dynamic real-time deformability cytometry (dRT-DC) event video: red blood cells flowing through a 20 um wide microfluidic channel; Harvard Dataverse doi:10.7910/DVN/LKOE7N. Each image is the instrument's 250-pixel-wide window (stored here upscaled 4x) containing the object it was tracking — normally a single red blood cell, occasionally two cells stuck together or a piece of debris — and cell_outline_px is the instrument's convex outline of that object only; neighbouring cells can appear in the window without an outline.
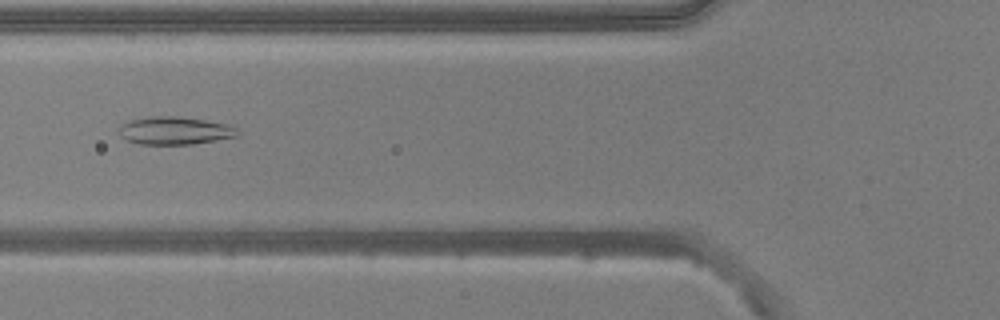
{"species": "common noctule bat (a hibernating species)", "species_latin": "Nyctalus noctula", "temperature_condition": "warm", "stored_images_in_passage": 49, "camera_frame_rate_fps": 3000, "um_per_image_px": 0.085, "animal": {"sex": "male", "body_mass_g": 20.5, "forearm_length_mm": 52.5}, "frame": {"image": 1, "passage_image": 16, "time_ms": 5.0, "image_size_px": [1000, 320], "cell_outline_px": [[240, 136], [192, 144], [140, 144], [128, 140], [120, 136], [120, 124], [128, 120], [148, 116], [172, 116], [204, 120], [232, 124], [240, 132]], "centroid_in_image_um": [14.89, 11.09], "position_along_channel_um": 110.9, "area_um2": 19.36}}
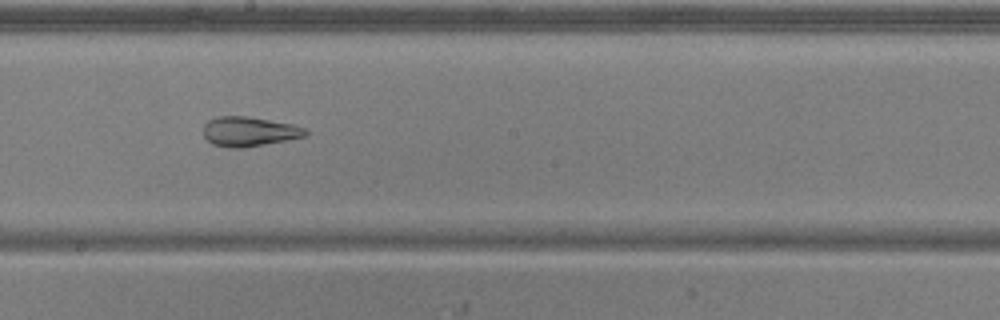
{"frame": {"image": 2, "passage_image": 25, "time_ms": 8.0, "image_size_px": [1000, 320], "cell_outline_px": [[308, 136], [244, 148], [232, 148], [212, 144], [204, 136], [204, 124], [208, 120], [216, 116], [248, 116], [292, 124], [304, 128], [308, 132]], "centroid_in_image_um": [21.17, 11.18], "position_along_channel_um": 227.0, "area_um2": 17.69}}
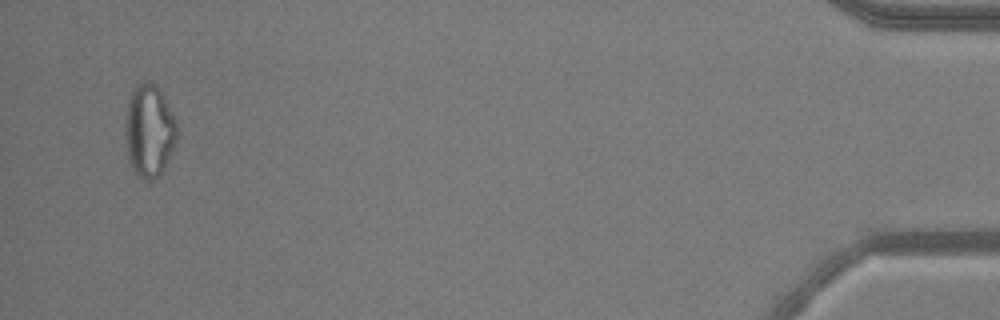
{"frame": {"image": 3, "passage_image": 47, "time_ms": 15.333, "image_size_px": [1000, 320], "cell_outline_px": [[176, 140], [164, 168], [160, 176], [152, 180], [144, 180], [136, 176], [128, 160], [124, 132], [124, 120], [128, 100], [132, 88], [136, 84], [144, 80], [148, 80], [156, 84], [176, 120]], "centroid_in_image_um": [12.63, 11.11], "position_along_channel_um": 422.6, "area_um2": 28.32}, "authors_computed_cell_mechanics": {"area_um2": 24.0448, "velocity_mm_per_s": 3.8603, "shape_relaxation_time_tau1_ms": null, "shape_relaxation_time_tau2_ms": 2.5293, "deformation_change_tau1": null, "deformation_change_tau2": 0.1028}}